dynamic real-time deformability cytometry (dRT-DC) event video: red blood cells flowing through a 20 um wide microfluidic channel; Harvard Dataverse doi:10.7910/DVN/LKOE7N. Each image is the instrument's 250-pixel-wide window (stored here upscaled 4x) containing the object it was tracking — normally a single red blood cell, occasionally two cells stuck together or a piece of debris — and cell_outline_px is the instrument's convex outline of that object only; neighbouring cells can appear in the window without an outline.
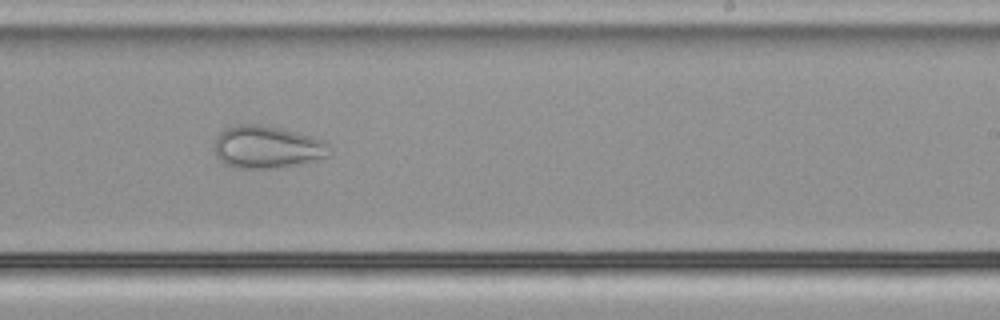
{"species": "common noctule bat (a hibernating species)", "species_latin": "Nyctalus noctula", "temperature_condition": "cold", "stored_images_in_passage": 53, "camera_frame_rate_fps": 3000, "um_per_image_px": 0.085, "animal": {"sex": "male", "body_mass_g": 21.5, "forearm_length_mm": 52.0}, "frame": {"image": 1, "passage_image": 33, "time_ms": 10.667, "image_size_px": [1000, 320], "cell_outline_px": [[332, 156], [296, 164], [276, 168], [236, 168], [224, 164], [216, 156], [216, 140], [220, 132], [224, 128], [236, 124], [260, 124], [280, 128], [324, 140], [332, 148]], "centroid_in_image_um": [22.73, 12.5], "position_along_channel_um": 266.3, "area_um2": 28.55}}
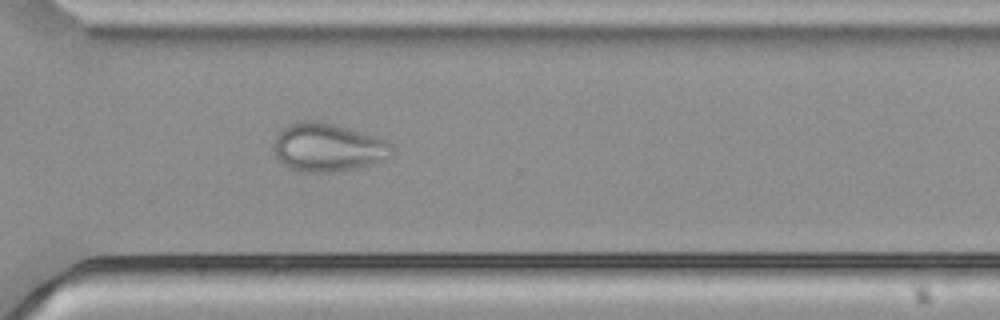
{"frame": {"image": 2, "passage_image": 39, "time_ms": 12.667, "image_size_px": [1000, 320], "cell_outline_px": [[392, 160], [332, 172], [304, 172], [288, 168], [272, 156], [272, 144], [276, 136], [288, 124], [300, 120], [320, 120], [376, 136], [384, 140], [392, 148]], "centroid_in_image_um": [27.82, 12.53], "position_along_channel_um": 342.8, "area_um2": 33.81}}
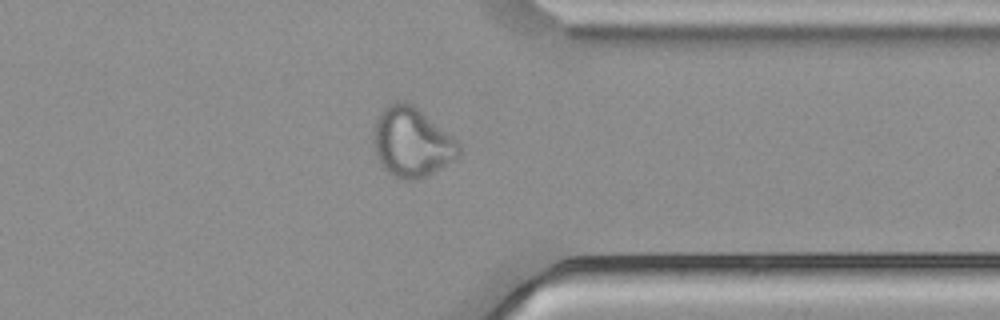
{"frame": {"image": 3, "passage_image": 42, "time_ms": 13.667, "image_size_px": [1000, 320], "cell_outline_px": [[460, 152], [452, 160], [440, 168], [416, 180], [408, 180], [392, 176], [380, 164], [376, 156], [372, 144], [372, 140], [376, 120], [384, 108], [388, 104], [396, 100], [400, 100], [412, 104], [456, 140], [460, 144]], "centroid_in_image_um": [34.94, 12.09], "position_along_channel_um": 376.5, "area_um2": 34.16}}